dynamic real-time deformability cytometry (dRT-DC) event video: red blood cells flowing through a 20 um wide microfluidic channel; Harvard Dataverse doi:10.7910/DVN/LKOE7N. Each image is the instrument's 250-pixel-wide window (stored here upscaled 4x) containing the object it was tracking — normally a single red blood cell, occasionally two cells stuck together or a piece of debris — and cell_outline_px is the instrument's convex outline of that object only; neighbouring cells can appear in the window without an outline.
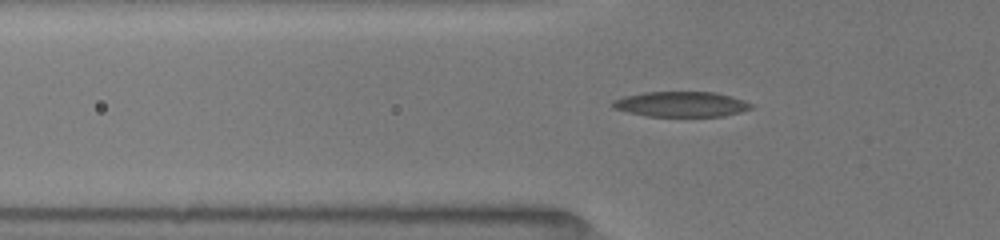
{"species": "common noctule bat (a hibernating species)", "species_latin": "Nyctalus noctula", "temperature_condition": "room temperature", "stored_images_in_passage": 45, "camera_frame_rate_fps": 3000, "um_per_image_px": 0.085, "animal": {"sex": "female", "body_mass_g": 19.5, "forearm_length_mm": 54.1}, "frame": {"image": 1, "passage_image": 27, "time_ms": 5.333, "image_size_px": [1000, 240], "cell_outline_px": [[752, 108], [740, 112], [724, 116], [644, 116], [612, 108], [612, 100], [624, 96], [644, 92], [716, 92], [732, 96], [752, 104]], "centroid_in_image_um": [57.87, 8.85], "position_along_channel_um": 67.9, "area_um2": 20.4}}
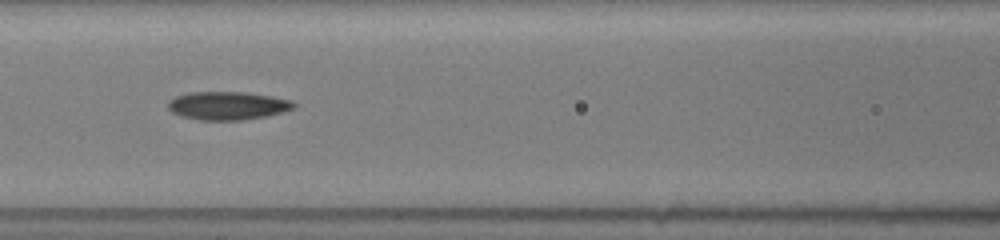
{"frame": {"image": 2, "passage_image": 38, "time_ms": 7.333, "image_size_px": [1000, 240], "cell_outline_px": [[296, 108], [284, 112], [268, 116], [244, 120], [200, 120], [184, 116], [172, 112], [168, 108], [168, 100], [176, 96], [188, 92], [244, 92], [272, 96], [292, 100], [296, 104]], "centroid_in_image_um": [19.39, 8.98], "position_along_channel_um": 147.2, "area_um2": 20.87}}
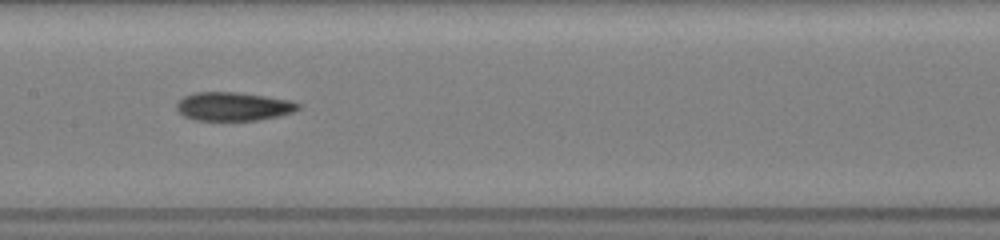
{"frame": {"image": 3, "passage_image": 44, "time_ms": 8.333, "image_size_px": [1000, 240], "cell_outline_px": [[300, 108], [292, 112], [276, 116], [256, 120], [196, 120], [184, 116], [176, 108], [176, 104], [184, 96], [196, 92], [236, 92], [264, 96], [288, 100], [300, 104]], "centroid_in_image_um": [19.8, 9.04], "position_along_channel_um": 187.6, "area_um2": 19.94}}